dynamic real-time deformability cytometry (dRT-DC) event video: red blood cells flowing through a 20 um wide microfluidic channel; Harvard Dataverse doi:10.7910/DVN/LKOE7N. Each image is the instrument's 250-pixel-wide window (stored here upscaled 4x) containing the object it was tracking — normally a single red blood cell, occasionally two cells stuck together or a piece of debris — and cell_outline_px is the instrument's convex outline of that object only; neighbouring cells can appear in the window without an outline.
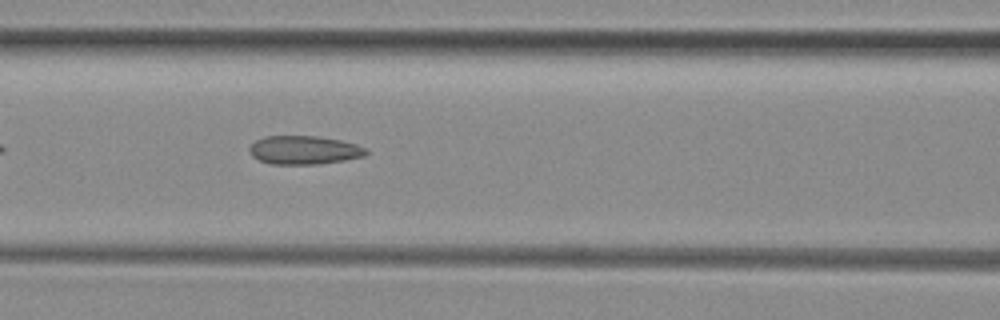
{"species": "common noctule bat (a hibernating species)", "species_latin": "Nyctalus noctula", "temperature_condition": "room temperature", "stored_images_in_passage": 38, "camera_frame_rate_fps": 3000, "um_per_image_px": 0.085, "animal": {"sex": "female", "body_mass_g": 29.2, "forearm_length_mm": 56.3}, "frame": {"image": 1, "passage_image": 9, "time_ms": 2.667, "image_size_px": [1000, 320], "cell_outline_px": [[368, 152], [364, 156], [344, 160], [320, 164], [272, 164], [260, 160], [252, 156], [248, 148], [256, 140], [264, 136], [316, 136], [340, 140], [356, 144], [364, 148]], "centroid_in_image_um": [25.83, 12.75], "position_along_channel_um": 140.8, "area_um2": 19.31}}
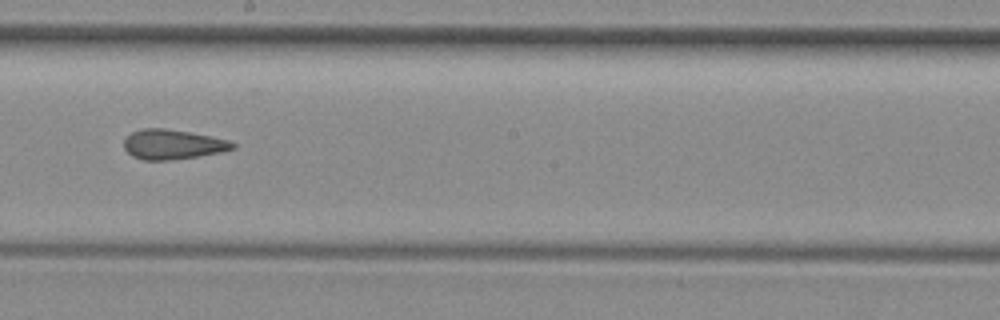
{"frame": {"image": 2, "passage_image": 16, "time_ms": 5.0, "image_size_px": [1000, 320], "cell_outline_px": [[236, 148], [220, 152], [196, 156], [168, 160], [144, 160], [132, 156], [124, 148], [124, 140], [132, 132], [144, 128], [164, 128], [188, 132], [228, 140], [236, 144]], "centroid_in_image_um": [14.66, 12.27], "position_along_channel_um": 233.5, "area_um2": 18.55}}
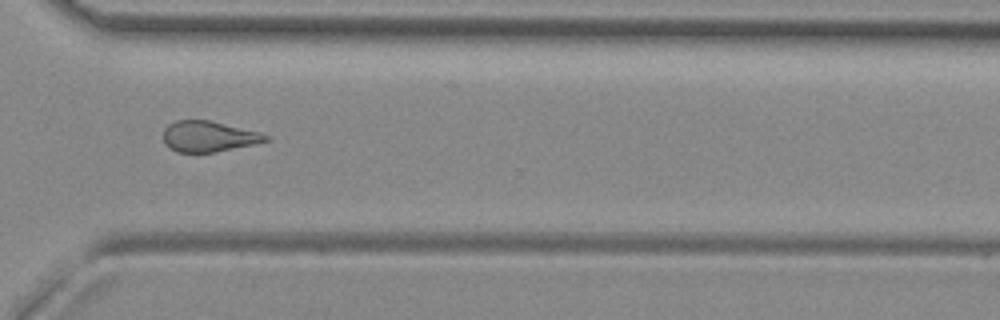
{"frame": {"image": 3, "passage_image": 25, "time_ms": 8.0, "image_size_px": [1000, 320], "cell_outline_px": [[272, 140], [212, 152], [176, 152], [168, 148], [164, 144], [164, 128], [168, 124], [176, 120], [208, 120], [260, 132], [272, 136]], "centroid_in_image_um": [17.72, 11.59], "position_along_channel_um": 352.9, "area_um2": 18.32}, "authors_computed_cell_mechanics": {"area_um2": 19.1318, "velocity_mm_per_s": 3.9842, "shape_relaxation_time_tau1_ms": null, "shape_relaxation_time_tau2_ms": 2.888, "deformation_change_tau1": null, "deformation_change_tau2": 0.1274}}